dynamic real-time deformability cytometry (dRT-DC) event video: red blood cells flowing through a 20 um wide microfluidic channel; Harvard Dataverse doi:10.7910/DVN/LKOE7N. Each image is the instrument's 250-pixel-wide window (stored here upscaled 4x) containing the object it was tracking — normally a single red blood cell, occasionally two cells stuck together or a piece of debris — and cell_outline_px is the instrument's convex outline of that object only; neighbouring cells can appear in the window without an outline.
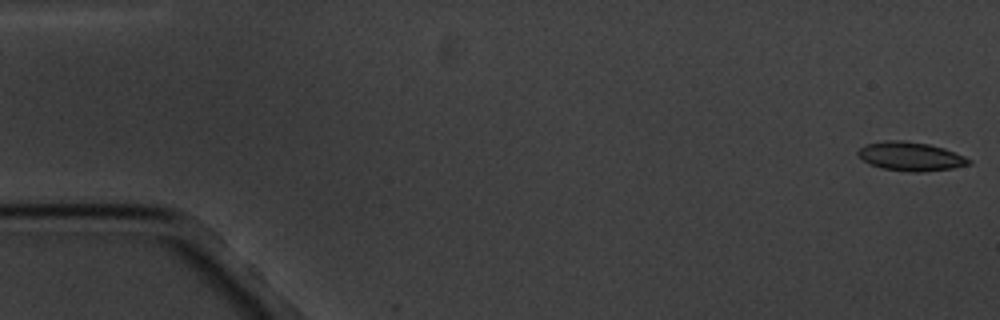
{"species": "common noctule bat (a hibernating species)", "species_latin": "Nyctalus noctula", "temperature_condition": "cold", "stored_images_in_passage": 5, "camera_frame_rate_fps": 3000, "um_per_image_px": 0.085, "animal": {"sex": "male", "body_mass_g": 20.1, "forearm_length_mm": 53.5}, "frame": {"image": 1, "passage_image": 1, "time_ms": 0.0, "image_size_px": [1000, 320], "cell_outline_px": [[972, 164], [952, 168], [924, 172], [908, 172], [880, 168], [864, 160], [856, 152], [864, 144], [884, 140], [900, 140], [928, 144], [944, 148], [964, 156], [972, 160]], "centroid_in_image_um": [77.41, 13.29], "position_along_channel_um": 7.6, "area_um2": 18.67}}